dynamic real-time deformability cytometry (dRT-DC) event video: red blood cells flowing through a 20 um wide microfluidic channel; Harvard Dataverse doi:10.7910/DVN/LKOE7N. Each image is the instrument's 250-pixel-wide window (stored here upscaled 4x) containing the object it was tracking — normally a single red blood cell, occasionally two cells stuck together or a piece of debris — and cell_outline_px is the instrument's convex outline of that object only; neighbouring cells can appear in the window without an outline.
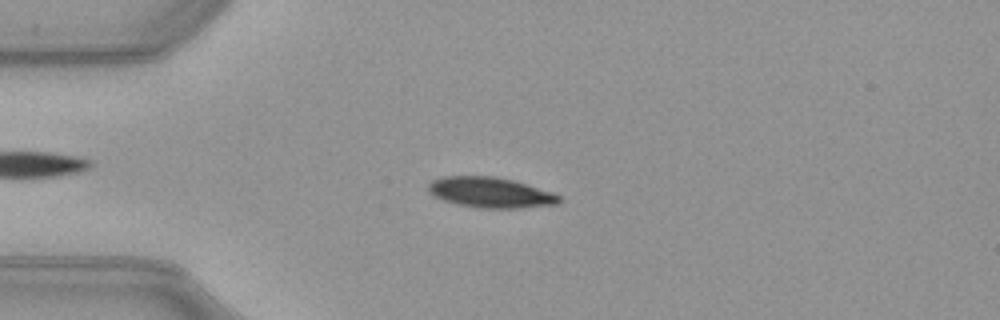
{"species": "common noctule bat (a hibernating species)", "species_latin": "Nyctalus noctula", "temperature_condition": "warm", "stored_images_in_passage": 50, "camera_frame_rate_fps": 3000, "um_per_image_px": 0.085, "animal": {"sex": "female", "body_mass_g": 21.9}, "frame": {"image": 1, "passage_image": 12, "time_ms": 3.667, "image_size_px": [1000, 320], "cell_outline_px": [[564, 200], [560, 204], [520, 208], [480, 208], [460, 204], [444, 200], [432, 196], [428, 192], [428, 184], [432, 180], [440, 176], [496, 176], [512, 180], [552, 192], [560, 196]], "centroid_in_image_um": [41.69, 16.36], "position_along_channel_um": 43.3, "area_um2": 23.35}}
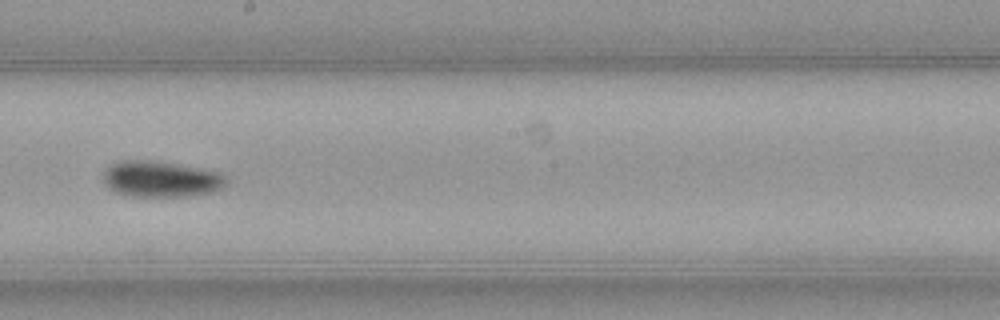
{"frame": {"image": 2, "passage_image": 28, "time_ms": 9.0, "image_size_px": [1000, 320], "cell_outline_px": [[228, 184], [212, 192], [192, 196], [128, 196], [116, 192], [108, 188], [104, 184], [104, 172], [112, 164], [120, 160], [148, 160], [204, 168], [220, 172], [228, 180]], "centroid_in_image_um": [13.7, 15.22], "position_along_channel_um": 234.5, "area_um2": 25.95}}
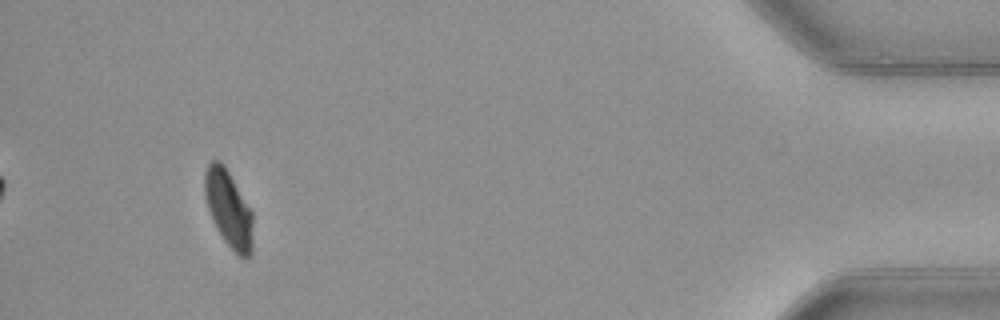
{"frame": {"image": 3, "passage_image": 47, "time_ms": 15.333, "image_size_px": [1000, 320], "cell_outline_px": [[252, 252], [244, 260], [224, 240], [216, 228], [212, 220], [208, 208], [204, 192], [204, 172], [208, 164], [212, 160], [220, 160], [224, 164], [252, 212]], "centroid_in_image_um": [19.41, 17.73], "position_along_channel_um": 415.8, "area_um2": 21.39}, "authors_computed_cell_mechanics": {"area_um2": 23.3223, "velocity_mm_per_s": 4.0001, "shape_relaxation_time_tau1_ms": 3.5803, "shape_relaxation_time_tau2_ms": null, "deformation_change_tau1": 0.1576, "deformation_change_tau2": null}}